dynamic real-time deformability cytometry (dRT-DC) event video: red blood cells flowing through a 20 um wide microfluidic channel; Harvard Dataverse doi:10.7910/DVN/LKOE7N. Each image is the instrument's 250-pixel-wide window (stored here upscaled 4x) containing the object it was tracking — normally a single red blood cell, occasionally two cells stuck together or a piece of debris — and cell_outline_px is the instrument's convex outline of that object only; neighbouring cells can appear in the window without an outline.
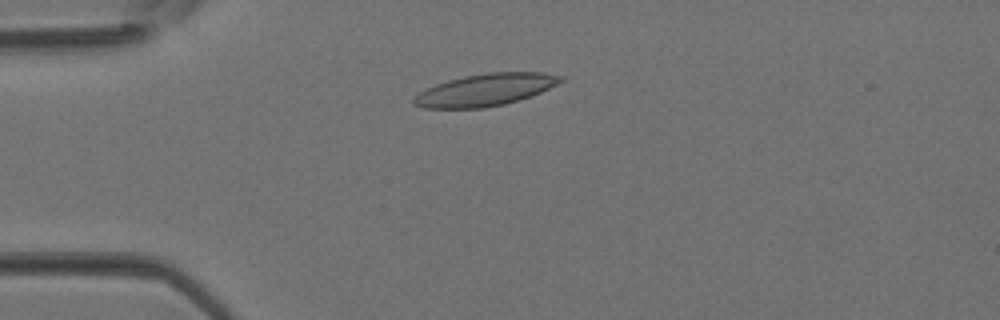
{"species": "Egyptian fruit bat (a non-hibernating species)", "species_latin": "Rousettus aegyptiacus", "temperature_condition": "room temperature", "stored_images_in_passage": 3, "camera_frame_rate_fps": 3000, "um_per_image_px": 0.085, "animal": {"sex": "female"}, "frame": {"image": 1, "passage_image": 3, "time_ms": 0.667, "image_size_px": [1000, 320], "cell_outline_px": [[564, 80], [532, 96], [504, 104], [484, 108], [424, 108], [412, 104], [412, 100], [420, 92], [436, 84], [448, 80], [464, 76], [488, 72], [544, 72], [564, 76]], "centroid_in_image_um": [41.27, 7.63], "position_along_channel_um": 43.7, "area_um2": 27.4}}